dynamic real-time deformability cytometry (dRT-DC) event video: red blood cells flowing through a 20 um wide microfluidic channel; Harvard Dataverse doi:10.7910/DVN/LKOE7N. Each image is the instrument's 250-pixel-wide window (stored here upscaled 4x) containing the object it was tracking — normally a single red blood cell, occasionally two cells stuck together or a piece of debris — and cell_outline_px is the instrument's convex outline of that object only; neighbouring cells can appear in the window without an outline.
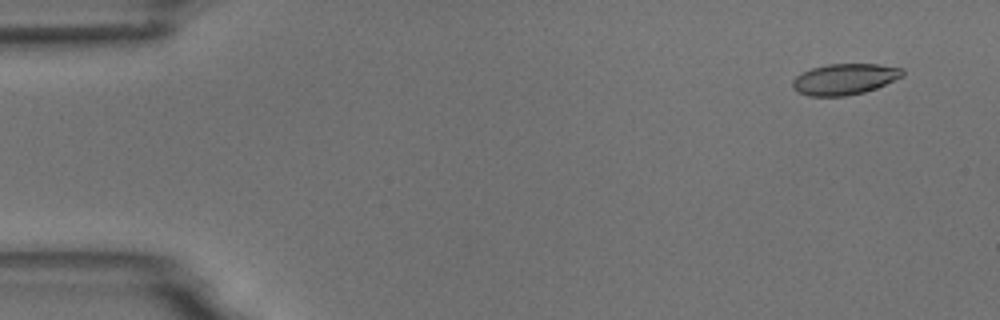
{"species": "common noctule bat (a hibernating species)", "species_latin": "Nyctalus noctula", "temperature_condition": "room temperature", "stored_images_in_passage": 8, "camera_frame_rate_fps": 3000, "um_per_image_px": 0.085, "animal": {"sex": "male", "body_mass_g": 18.8}, "frame": {"image": 1, "passage_image": 1, "time_ms": 0.0, "image_size_px": [1000, 320], "cell_outline_px": [[904, 76], [876, 88], [864, 92], [844, 96], [808, 96], [792, 88], [792, 80], [796, 76], [812, 68], [828, 64], [880, 64], [904, 68]], "centroid_in_image_um": [71.82, 6.72], "position_along_channel_um": 13.2, "area_um2": 19.88}}
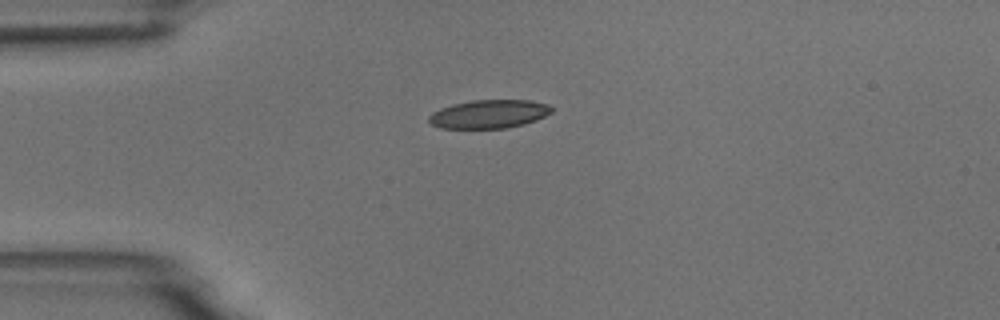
{"frame": {"image": 2, "passage_image": 4, "time_ms": 3.333, "image_size_px": [1000, 320], "cell_outline_px": [[552, 112], [536, 120], [524, 124], [508, 128], [440, 128], [432, 124], [428, 120], [428, 116], [432, 112], [440, 108], [452, 104], [472, 100], [528, 100], [548, 104], [552, 108]], "centroid_in_image_um": [41.55, 9.69], "position_along_channel_um": 43.5, "area_um2": 20.4}}